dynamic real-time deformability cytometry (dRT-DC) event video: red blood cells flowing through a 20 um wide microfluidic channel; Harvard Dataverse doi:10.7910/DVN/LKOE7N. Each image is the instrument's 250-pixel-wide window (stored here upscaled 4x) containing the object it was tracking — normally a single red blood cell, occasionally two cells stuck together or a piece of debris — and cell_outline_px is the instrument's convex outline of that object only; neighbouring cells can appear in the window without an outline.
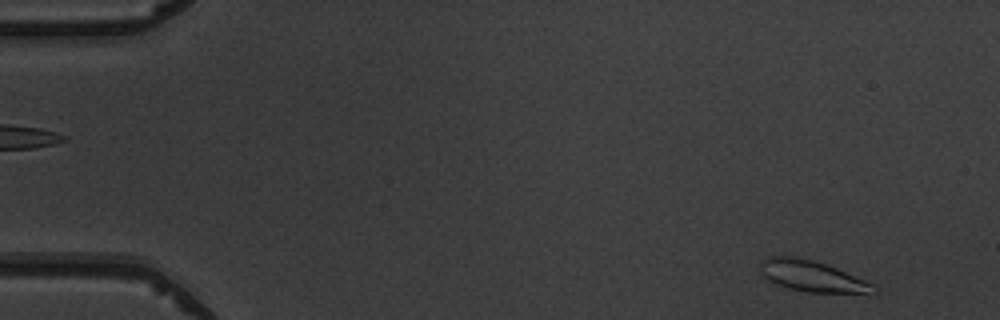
{"species": "common noctule bat (a hibernating species)", "species_latin": "Nyctalus noctula", "temperature_condition": "warm", "stored_images_in_passage": 3, "camera_frame_rate_fps": 3000, "um_per_image_px": 0.085, "animal": {"sex": "male", "body_mass_g": 19.5, "forearm_length_mm": 54.6}, "frame": {"image": 1, "passage_image": 3, "time_ms": 2.333, "image_size_px": [1000, 320], "cell_outline_px": [[876, 292], [808, 292], [788, 288], [776, 284], [768, 280], [760, 272], [760, 264], [764, 260], [772, 256], [792, 256], [824, 264], [836, 268], [876, 284]], "centroid_in_image_um": [69.01, 23.48], "position_along_channel_um": 16.0, "area_um2": 20.0}}